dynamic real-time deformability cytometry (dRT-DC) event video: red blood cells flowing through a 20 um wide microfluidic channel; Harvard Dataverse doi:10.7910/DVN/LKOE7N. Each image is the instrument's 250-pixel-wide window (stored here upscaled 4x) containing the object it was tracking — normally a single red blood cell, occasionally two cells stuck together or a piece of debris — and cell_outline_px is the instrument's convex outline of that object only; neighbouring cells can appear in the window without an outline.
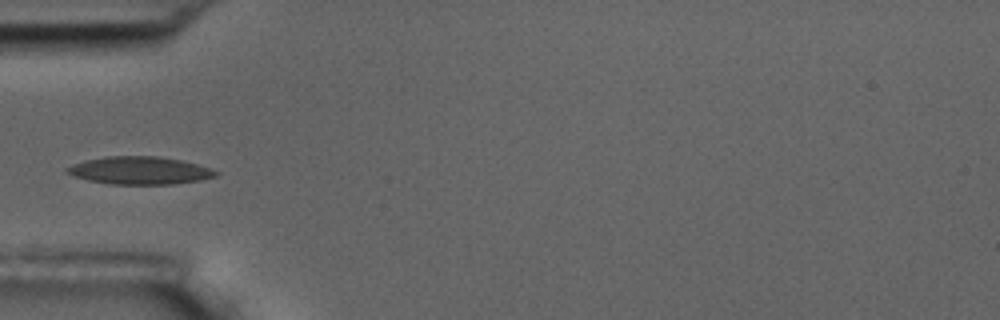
{"species": "common noctule bat (a hibernating species)", "species_latin": "Nyctalus noctula", "temperature_condition": "room temperature", "stored_images_in_passage": 5, "camera_frame_rate_fps": 3000, "um_per_image_px": 0.085, "animal": {"sex": "male", "body_mass_g": 17.5, "forearm_length_mm": 52.3}, "frame": {"image": 1, "passage_image": 3, "time_ms": 5.0, "image_size_px": [1000, 320], "cell_outline_px": [[220, 172], [216, 176], [200, 180], [172, 184], [112, 184], [88, 180], [64, 172], [64, 168], [72, 164], [84, 160], [108, 156], [160, 156], [184, 160]], "centroid_in_image_um": [11.85, 14.48], "position_along_channel_um": 73.1, "area_um2": 24.04}}